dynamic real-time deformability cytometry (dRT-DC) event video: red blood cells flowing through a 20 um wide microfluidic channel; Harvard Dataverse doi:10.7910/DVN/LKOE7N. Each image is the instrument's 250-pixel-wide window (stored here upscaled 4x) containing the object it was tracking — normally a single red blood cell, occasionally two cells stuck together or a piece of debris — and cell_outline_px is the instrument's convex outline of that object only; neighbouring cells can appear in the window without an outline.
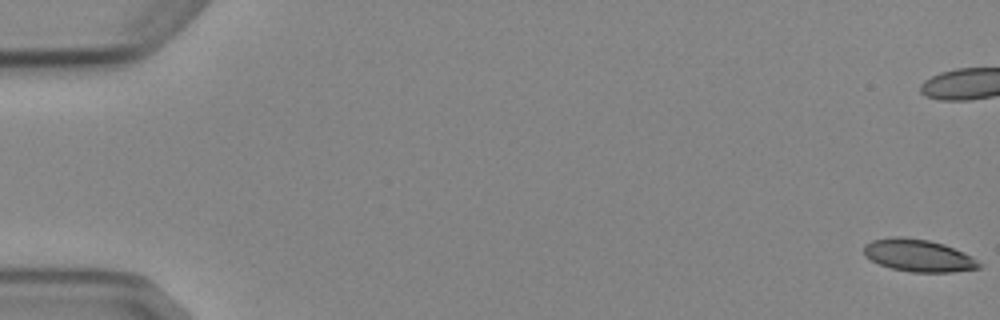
{"species": "Egyptian fruit bat (a non-hibernating species)", "species_latin": "Rousettus aegyptiacus", "temperature_condition": "cold", "stored_images_in_passage": 9, "camera_frame_rate_fps": 3000, "um_per_image_px": 0.085, "animal": {"sex": "female"}, "frame": {"image": 1, "passage_image": 1, "time_ms": 0.0, "image_size_px": [1000, 320], "cell_outline_px": [[984, 264], [980, 268], [952, 272], [912, 272], [892, 268], [880, 264], [864, 256], [864, 244], [872, 240], [892, 236], [900, 236], [928, 240], [944, 244], [964, 252], [972, 256]], "centroid_in_image_um": [78.09, 21.71], "position_along_channel_um": 6.9, "area_um2": 21.85}}
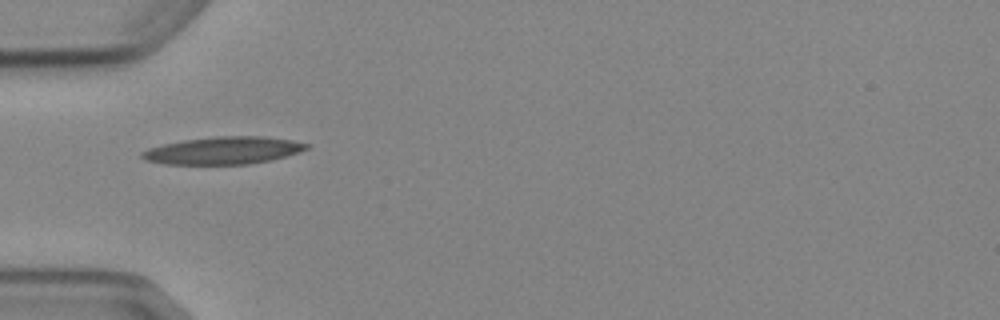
{"frame": {"image": 2, "passage_image": 6, "time_ms": 6.667, "image_size_px": [1000, 320], "cell_outline_px": [[308, 148], [272, 160], [248, 164], [164, 164], [144, 160], [140, 156], [140, 152], [148, 148], [164, 144], [184, 140], [216, 136], [260, 136], [292, 140], [308, 144]], "centroid_in_image_um": [18.92, 12.79], "position_along_channel_um": 66.1, "area_um2": 26.13}}
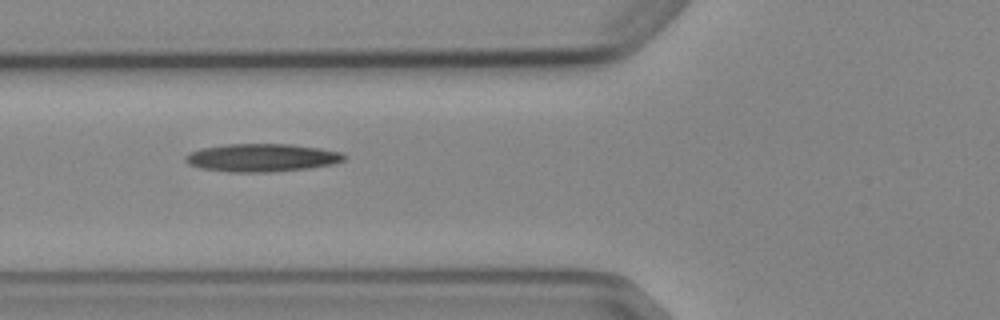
{"frame": {"image": 3, "passage_image": 7, "time_ms": 7.667, "image_size_px": [1000, 320], "cell_outline_px": [[348, 156], [344, 160], [332, 164], [308, 168], [272, 172], [228, 172], [200, 168], [188, 164], [184, 160], [184, 156], [200, 148], [228, 144], [292, 144], [320, 148], [340, 152]], "centroid_in_image_um": [22.24, 13.4], "position_along_channel_um": 103.6, "area_um2": 25.95}}